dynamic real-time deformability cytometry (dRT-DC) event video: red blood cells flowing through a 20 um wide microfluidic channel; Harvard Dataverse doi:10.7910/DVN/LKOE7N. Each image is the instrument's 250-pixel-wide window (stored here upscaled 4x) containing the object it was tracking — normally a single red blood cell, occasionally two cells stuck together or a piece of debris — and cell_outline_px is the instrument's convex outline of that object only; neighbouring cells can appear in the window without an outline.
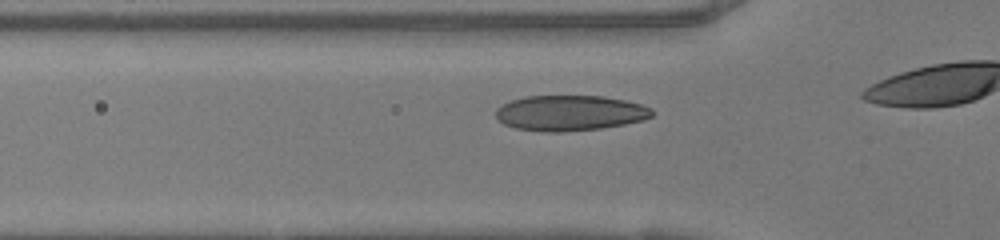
{"species": "human", "species_latin": "Homo sapiens", "temperature_condition": "warm", "stored_images_in_passage": 12, "camera_frame_rate_fps": 3000, "um_per_image_px": 0.085, "donor": {"sex": "female"}, "frame": {"image": 1, "passage_image": 7, "time_ms": 2.0, "image_size_px": [1000, 240], "cell_outline_px": [[656, 112], [652, 116], [644, 120], [624, 124], [600, 128], [560, 132], [544, 132], [516, 128], [504, 124], [496, 116], [496, 108], [512, 100], [524, 96], [604, 96], [624, 100], [640, 104], [652, 108]], "centroid_in_image_um": [48.47, 9.6], "position_along_channel_um": 77.3, "area_um2": 32.25}}
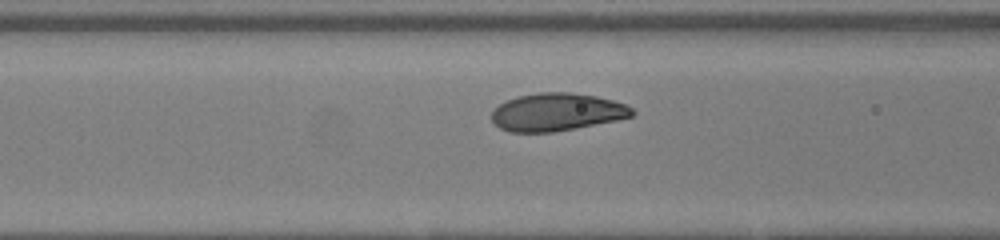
{"frame": {"image": 2, "passage_image": 10, "time_ms": 3.0, "image_size_px": [1000, 240], "cell_outline_px": [[636, 112], [632, 116], [616, 120], [576, 128], [552, 132], [508, 132], [500, 128], [492, 120], [492, 112], [500, 104], [516, 96], [540, 92], [568, 92], [596, 96], [612, 100], [624, 104], [632, 108]], "centroid_in_image_um": [47.33, 9.52], "position_along_channel_um": 119.3, "area_um2": 30.75}}